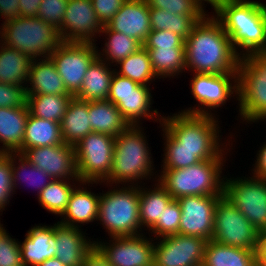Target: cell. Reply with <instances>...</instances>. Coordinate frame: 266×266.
Returning <instances> with one entry per match:
<instances>
[{
	"instance_id": "6da1fadb",
	"label": "cell",
	"mask_w": 266,
	"mask_h": 266,
	"mask_svg": "<svg viewBox=\"0 0 266 266\" xmlns=\"http://www.w3.org/2000/svg\"><path fill=\"white\" fill-rule=\"evenodd\" d=\"M219 122L215 115L178 112L163 116L160 125L165 138V157L161 170L182 169L203 160L225 159L227 145L232 147V142L231 146L229 140L226 145L220 142Z\"/></svg>"
},
{
	"instance_id": "7a4b0ae2",
	"label": "cell",
	"mask_w": 266,
	"mask_h": 266,
	"mask_svg": "<svg viewBox=\"0 0 266 266\" xmlns=\"http://www.w3.org/2000/svg\"><path fill=\"white\" fill-rule=\"evenodd\" d=\"M186 70L202 74L237 73L240 57L221 23L206 14L185 39Z\"/></svg>"
},
{
	"instance_id": "3957f363",
	"label": "cell",
	"mask_w": 266,
	"mask_h": 266,
	"mask_svg": "<svg viewBox=\"0 0 266 266\" xmlns=\"http://www.w3.org/2000/svg\"><path fill=\"white\" fill-rule=\"evenodd\" d=\"M214 11L240 58L266 52V11L260 1L225 0Z\"/></svg>"
},
{
	"instance_id": "277c9868",
	"label": "cell",
	"mask_w": 266,
	"mask_h": 266,
	"mask_svg": "<svg viewBox=\"0 0 266 266\" xmlns=\"http://www.w3.org/2000/svg\"><path fill=\"white\" fill-rule=\"evenodd\" d=\"M142 129L140 125L129 126L115 137L112 170L104 181L105 185H111V188L113 184L126 183L138 186L142 179H151L150 176L156 173L153 172L155 167L151 150Z\"/></svg>"
},
{
	"instance_id": "5b68a950",
	"label": "cell",
	"mask_w": 266,
	"mask_h": 266,
	"mask_svg": "<svg viewBox=\"0 0 266 266\" xmlns=\"http://www.w3.org/2000/svg\"><path fill=\"white\" fill-rule=\"evenodd\" d=\"M225 161L210 159L182 169L162 170L155 181L173 199L195 195L223 196L225 176L221 173Z\"/></svg>"
},
{
	"instance_id": "8992f818",
	"label": "cell",
	"mask_w": 266,
	"mask_h": 266,
	"mask_svg": "<svg viewBox=\"0 0 266 266\" xmlns=\"http://www.w3.org/2000/svg\"><path fill=\"white\" fill-rule=\"evenodd\" d=\"M1 25L0 42L19 50L31 59L50 57L62 42L59 31L39 17L19 16L3 21Z\"/></svg>"
},
{
	"instance_id": "52a82bcc",
	"label": "cell",
	"mask_w": 266,
	"mask_h": 266,
	"mask_svg": "<svg viewBox=\"0 0 266 266\" xmlns=\"http://www.w3.org/2000/svg\"><path fill=\"white\" fill-rule=\"evenodd\" d=\"M119 187V188H118ZM116 185L100 194L98 218L110 237L135 236L143 233L139 218V185Z\"/></svg>"
},
{
	"instance_id": "ba28073f",
	"label": "cell",
	"mask_w": 266,
	"mask_h": 266,
	"mask_svg": "<svg viewBox=\"0 0 266 266\" xmlns=\"http://www.w3.org/2000/svg\"><path fill=\"white\" fill-rule=\"evenodd\" d=\"M237 87L240 119L266 121V52L240 58Z\"/></svg>"
},
{
	"instance_id": "9c48e42d",
	"label": "cell",
	"mask_w": 266,
	"mask_h": 266,
	"mask_svg": "<svg viewBox=\"0 0 266 266\" xmlns=\"http://www.w3.org/2000/svg\"><path fill=\"white\" fill-rule=\"evenodd\" d=\"M115 137L91 132L75 145L76 167L81 182L103 183L113 164Z\"/></svg>"
},
{
	"instance_id": "30bf717a",
	"label": "cell",
	"mask_w": 266,
	"mask_h": 266,
	"mask_svg": "<svg viewBox=\"0 0 266 266\" xmlns=\"http://www.w3.org/2000/svg\"><path fill=\"white\" fill-rule=\"evenodd\" d=\"M150 91L149 86L138 84L115 72L111 80L108 100L117 106L130 126H139L143 118L155 119L154 121L158 120L161 124L163 116L159 115L157 109H151L153 99Z\"/></svg>"
},
{
	"instance_id": "8fae6325",
	"label": "cell",
	"mask_w": 266,
	"mask_h": 266,
	"mask_svg": "<svg viewBox=\"0 0 266 266\" xmlns=\"http://www.w3.org/2000/svg\"><path fill=\"white\" fill-rule=\"evenodd\" d=\"M258 235V229L223 195L215 207L212 240L256 251Z\"/></svg>"
},
{
	"instance_id": "7c38bea8",
	"label": "cell",
	"mask_w": 266,
	"mask_h": 266,
	"mask_svg": "<svg viewBox=\"0 0 266 266\" xmlns=\"http://www.w3.org/2000/svg\"><path fill=\"white\" fill-rule=\"evenodd\" d=\"M223 195L258 231L266 230L265 179L255 176L225 177Z\"/></svg>"
},
{
	"instance_id": "4fadbf2b",
	"label": "cell",
	"mask_w": 266,
	"mask_h": 266,
	"mask_svg": "<svg viewBox=\"0 0 266 266\" xmlns=\"http://www.w3.org/2000/svg\"><path fill=\"white\" fill-rule=\"evenodd\" d=\"M191 78L190 87L196 104L193 108L181 110L183 113L216 115L212 109L219 108L226 104L228 98H237V73L224 74H202L194 73ZM235 94V95H233ZM233 95V96H232ZM201 105V106H200ZM211 109V110H210Z\"/></svg>"
},
{
	"instance_id": "5bb4252c",
	"label": "cell",
	"mask_w": 266,
	"mask_h": 266,
	"mask_svg": "<svg viewBox=\"0 0 266 266\" xmlns=\"http://www.w3.org/2000/svg\"><path fill=\"white\" fill-rule=\"evenodd\" d=\"M95 43L61 42L51 53L58 74L73 96L80 90L86 71L98 57Z\"/></svg>"
},
{
	"instance_id": "9a60e30c",
	"label": "cell",
	"mask_w": 266,
	"mask_h": 266,
	"mask_svg": "<svg viewBox=\"0 0 266 266\" xmlns=\"http://www.w3.org/2000/svg\"><path fill=\"white\" fill-rule=\"evenodd\" d=\"M110 239L109 243L94 242L111 266H153L154 237L147 238L140 234Z\"/></svg>"
},
{
	"instance_id": "2e32d148",
	"label": "cell",
	"mask_w": 266,
	"mask_h": 266,
	"mask_svg": "<svg viewBox=\"0 0 266 266\" xmlns=\"http://www.w3.org/2000/svg\"><path fill=\"white\" fill-rule=\"evenodd\" d=\"M154 243L153 266H196L203 263L205 239L187 235H171Z\"/></svg>"
},
{
	"instance_id": "e0dca14e",
	"label": "cell",
	"mask_w": 266,
	"mask_h": 266,
	"mask_svg": "<svg viewBox=\"0 0 266 266\" xmlns=\"http://www.w3.org/2000/svg\"><path fill=\"white\" fill-rule=\"evenodd\" d=\"M221 197L195 195L177 199L182 212L179 234L212 240L215 207Z\"/></svg>"
},
{
	"instance_id": "ac0fdd59",
	"label": "cell",
	"mask_w": 266,
	"mask_h": 266,
	"mask_svg": "<svg viewBox=\"0 0 266 266\" xmlns=\"http://www.w3.org/2000/svg\"><path fill=\"white\" fill-rule=\"evenodd\" d=\"M103 25L98 20L91 0H69L62 29V42L95 43L100 37ZM97 34V35H96Z\"/></svg>"
},
{
	"instance_id": "d6986e66",
	"label": "cell",
	"mask_w": 266,
	"mask_h": 266,
	"mask_svg": "<svg viewBox=\"0 0 266 266\" xmlns=\"http://www.w3.org/2000/svg\"><path fill=\"white\" fill-rule=\"evenodd\" d=\"M23 157L52 179L81 182L77 174L75 147L66 143L28 148ZM73 178V179H72Z\"/></svg>"
},
{
	"instance_id": "ffe728a7",
	"label": "cell",
	"mask_w": 266,
	"mask_h": 266,
	"mask_svg": "<svg viewBox=\"0 0 266 266\" xmlns=\"http://www.w3.org/2000/svg\"><path fill=\"white\" fill-rule=\"evenodd\" d=\"M107 26L113 31L135 38L143 45L151 32L146 0H127Z\"/></svg>"
},
{
	"instance_id": "44dd1931",
	"label": "cell",
	"mask_w": 266,
	"mask_h": 266,
	"mask_svg": "<svg viewBox=\"0 0 266 266\" xmlns=\"http://www.w3.org/2000/svg\"><path fill=\"white\" fill-rule=\"evenodd\" d=\"M53 225L56 241L55 258L65 266H82L86 254L93 248L95 242L85 236L83 229L65 226L59 222Z\"/></svg>"
},
{
	"instance_id": "7402d4cb",
	"label": "cell",
	"mask_w": 266,
	"mask_h": 266,
	"mask_svg": "<svg viewBox=\"0 0 266 266\" xmlns=\"http://www.w3.org/2000/svg\"><path fill=\"white\" fill-rule=\"evenodd\" d=\"M84 184H94V182H79L69 198L68 205L61 215L60 224L70 227L81 228V224L85 225L97 221L100 195L88 191ZM83 187H80V186ZM81 223V224H80ZM80 224V225H78Z\"/></svg>"
},
{
	"instance_id": "603a6c76",
	"label": "cell",
	"mask_w": 266,
	"mask_h": 266,
	"mask_svg": "<svg viewBox=\"0 0 266 266\" xmlns=\"http://www.w3.org/2000/svg\"><path fill=\"white\" fill-rule=\"evenodd\" d=\"M56 241L54 226L35 225L20 242L22 263L24 266H38L45 260L55 257Z\"/></svg>"
},
{
	"instance_id": "cb8c5ba5",
	"label": "cell",
	"mask_w": 266,
	"mask_h": 266,
	"mask_svg": "<svg viewBox=\"0 0 266 266\" xmlns=\"http://www.w3.org/2000/svg\"><path fill=\"white\" fill-rule=\"evenodd\" d=\"M29 115L28 105L15 108L0 107V153H23L25 125Z\"/></svg>"
},
{
	"instance_id": "d4e9b609",
	"label": "cell",
	"mask_w": 266,
	"mask_h": 266,
	"mask_svg": "<svg viewBox=\"0 0 266 266\" xmlns=\"http://www.w3.org/2000/svg\"><path fill=\"white\" fill-rule=\"evenodd\" d=\"M27 83V94H70L50 57L32 60Z\"/></svg>"
},
{
	"instance_id": "484cf974",
	"label": "cell",
	"mask_w": 266,
	"mask_h": 266,
	"mask_svg": "<svg viewBox=\"0 0 266 266\" xmlns=\"http://www.w3.org/2000/svg\"><path fill=\"white\" fill-rule=\"evenodd\" d=\"M112 65L97 57L89 66L80 90L74 97L84 101L108 100L112 77Z\"/></svg>"
},
{
	"instance_id": "4316f807",
	"label": "cell",
	"mask_w": 266,
	"mask_h": 266,
	"mask_svg": "<svg viewBox=\"0 0 266 266\" xmlns=\"http://www.w3.org/2000/svg\"><path fill=\"white\" fill-rule=\"evenodd\" d=\"M61 135L64 143L75 146L93 132L88 113V101L72 97L60 122Z\"/></svg>"
},
{
	"instance_id": "83f0119b",
	"label": "cell",
	"mask_w": 266,
	"mask_h": 266,
	"mask_svg": "<svg viewBox=\"0 0 266 266\" xmlns=\"http://www.w3.org/2000/svg\"><path fill=\"white\" fill-rule=\"evenodd\" d=\"M88 113L93 132L116 137L130 126L109 100L88 101Z\"/></svg>"
},
{
	"instance_id": "f1b7e54d",
	"label": "cell",
	"mask_w": 266,
	"mask_h": 266,
	"mask_svg": "<svg viewBox=\"0 0 266 266\" xmlns=\"http://www.w3.org/2000/svg\"><path fill=\"white\" fill-rule=\"evenodd\" d=\"M33 59L0 42V82L26 86Z\"/></svg>"
},
{
	"instance_id": "f546056e",
	"label": "cell",
	"mask_w": 266,
	"mask_h": 266,
	"mask_svg": "<svg viewBox=\"0 0 266 266\" xmlns=\"http://www.w3.org/2000/svg\"><path fill=\"white\" fill-rule=\"evenodd\" d=\"M256 251L207 241L203 263L206 266H254Z\"/></svg>"
},
{
	"instance_id": "4dcf8cb0",
	"label": "cell",
	"mask_w": 266,
	"mask_h": 266,
	"mask_svg": "<svg viewBox=\"0 0 266 266\" xmlns=\"http://www.w3.org/2000/svg\"><path fill=\"white\" fill-rule=\"evenodd\" d=\"M64 143L60 123L33 116L29 113L23 138V152L28 148Z\"/></svg>"
},
{
	"instance_id": "1f68e13d",
	"label": "cell",
	"mask_w": 266,
	"mask_h": 266,
	"mask_svg": "<svg viewBox=\"0 0 266 266\" xmlns=\"http://www.w3.org/2000/svg\"><path fill=\"white\" fill-rule=\"evenodd\" d=\"M153 186L156 187L147 189L139 185V218L143 230H149L158 219H161V214L173 199L159 183L156 182Z\"/></svg>"
},
{
	"instance_id": "d6a6232c",
	"label": "cell",
	"mask_w": 266,
	"mask_h": 266,
	"mask_svg": "<svg viewBox=\"0 0 266 266\" xmlns=\"http://www.w3.org/2000/svg\"><path fill=\"white\" fill-rule=\"evenodd\" d=\"M148 50L151 66L160 78H174L186 70L185 47L146 48ZM184 70V71H183Z\"/></svg>"
},
{
	"instance_id": "836d02e7",
	"label": "cell",
	"mask_w": 266,
	"mask_h": 266,
	"mask_svg": "<svg viewBox=\"0 0 266 266\" xmlns=\"http://www.w3.org/2000/svg\"><path fill=\"white\" fill-rule=\"evenodd\" d=\"M72 97V94H27L29 113L60 123Z\"/></svg>"
},
{
	"instance_id": "e575fe53",
	"label": "cell",
	"mask_w": 266,
	"mask_h": 266,
	"mask_svg": "<svg viewBox=\"0 0 266 266\" xmlns=\"http://www.w3.org/2000/svg\"><path fill=\"white\" fill-rule=\"evenodd\" d=\"M116 66L119 67V71L115 69L117 74L141 85L150 86L153 79L154 81L158 79L152 69L148 50L144 46L121 60Z\"/></svg>"
},
{
	"instance_id": "d590c367",
	"label": "cell",
	"mask_w": 266,
	"mask_h": 266,
	"mask_svg": "<svg viewBox=\"0 0 266 266\" xmlns=\"http://www.w3.org/2000/svg\"><path fill=\"white\" fill-rule=\"evenodd\" d=\"M101 33L105 34L108 38L105 40V47L102 48L103 51L101 52L98 50V57L104 60L107 64L111 65L115 63L113 66H116L121 60L136 52L143 46L135 38L113 31L107 25H103Z\"/></svg>"
},
{
	"instance_id": "8d00e7d4",
	"label": "cell",
	"mask_w": 266,
	"mask_h": 266,
	"mask_svg": "<svg viewBox=\"0 0 266 266\" xmlns=\"http://www.w3.org/2000/svg\"><path fill=\"white\" fill-rule=\"evenodd\" d=\"M151 30H168L176 33L184 40L191 34L194 26L203 17L171 14L167 10L149 8Z\"/></svg>"
},
{
	"instance_id": "74e56055",
	"label": "cell",
	"mask_w": 266,
	"mask_h": 266,
	"mask_svg": "<svg viewBox=\"0 0 266 266\" xmlns=\"http://www.w3.org/2000/svg\"><path fill=\"white\" fill-rule=\"evenodd\" d=\"M11 167L14 192L19 185V183L16 182L21 180L22 182H26L25 184H29L36 188L37 195H39L40 192L51 182V180H53L45 171L38 169L19 153H11Z\"/></svg>"
},
{
	"instance_id": "f35d334b",
	"label": "cell",
	"mask_w": 266,
	"mask_h": 266,
	"mask_svg": "<svg viewBox=\"0 0 266 266\" xmlns=\"http://www.w3.org/2000/svg\"><path fill=\"white\" fill-rule=\"evenodd\" d=\"M69 180L53 179L37 196L39 204L47 211L61 216L65 211L70 195L76 187Z\"/></svg>"
},
{
	"instance_id": "ab89813d",
	"label": "cell",
	"mask_w": 266,
	"mask_h": 266,
	"mask_svg": "<svg viewBox=\"0 0 266 266\" xmlns=\"http://www.w3.org/2000/svg\"><path fill=\"white\" fill-rule=\"evenodd\" d=\"M181 207L177 199H172L161 214V219L148 230L154 233L156 239L158 237H167L179 234V226L181 221Z\"/></svg>"
},
{
	"instance_id": "60d3db41",
	"label": "cell",
	"mask_w": 266,
	"mask_h": 266,
	"mask_svg": "<svg viewBox=\"0 0 266 266\" xmlns=\"http://www.w3.org/2000/svg\"><path fill=\"white\" fill-rule=\"evenodd\" d=\"M146 2L149 8L164 9L176 15L204 17L207 12L194 0H146Z\"/></svg>"
},
{
	"instance_id": "b9f144b4",
	"label": "cell",
	"mask_w": 266,
	"mask_h": 266,
	"mask_svg": "<svg viewBox=\"0 0 266 266\" xmlns=\"http://www.w3.org/2000/svg\"><path fill=\"white\" fill-rule=\"evenodd\" d=\"M0 266H24L20 242L6 232L0 221Z\"/></svg>"
},
{
	"instance_id": "7bdbcfd3",
	"label": "cell",
	"mask_w": 266,
	"mask_h": 266,
	"mask_svg": "<svg viewBox=\"0 0 266 266\" xmlns=\"http://www.w3.org/2000/svg\"><path fill=\"white\" fill-rule=\"evenodd\" d=\"M12 194L16 193L13 187L11 153H0V212L5 210Z\"/></svg>"
},
{
	"instance_id": "ee69618b",
	"label": "cell",
	"mask_w": 266,
	"mask_h": 266,
	"mask_svg": "<svg viewBox=\"0 0 266 266\" xmlns=\"http://www.w3.org/2000/svg\"><path fill=\"white\" fill-rule=\"evenodd\" d=\"M68 1L69 0H42L37 17L53 25L60 31L62 29Z\"/></svg>"
},
{
	"instance_id": "f6af8a7d",
	"label": "cell",
	"mask_w": 266,
	"mask_h": 266,
	"mask_svg": "<svg viewBox=\"0 0 266 266\" xmlns=\"http://www.w3.org/2000/svg\"><path fill=\"white\" fill-rule=\"evenodd\" d=\"M27 105L26 86L0 82V107L15 108Z\"/></svg>"
},
{
	"instance_id": "bcb514c9",
	"label": "cell",
	"mask_w": 266,
	"mask_h": 266,
	"mask_svg": "<svg viewBox=\"0 0 266 266\" xmlns=\"http://www.w3.org/2000/svg\"><path fill=\"white\" fill-rule=\"evenodd\" d=\"M143 46L145 48L185 47V40L168 30H151Z\"/></svg>"
},
{
	"instance_id": "7dc6e473",
	"label": "cell",
	"mask_w": 266,
	"mask_h": 266,
	"mask_svg": "<svg viewBox=\"0 0 266 266\" xmlns=\"http://www.w3.org/2000/svg\"><path fill=\"white\" fill-rule=\"evenodd\" d=\"M98 20L107 25L127 0H91Z\"/></svg>"
},
{
	"instance_id": "c3c4849f",
	"label": "cell",
	"mask_w": 266,
	"mask_h": 266,
	"mask_svg": "<svg viewBox=\"0 0 266 266\" xmlns=\"http://www.w3.org/2000/svg\"><path fill=\"white\" fill-rule=\"evenodd\" d=\"M82 266H111L105 255L94 245L86 254Z\"/></svg>"
},
{
	"instance_id": "681fc988",
	"label": "cell",
	"mask_w": 266,
	"mask_h": 266,
	"mask_svg": "<svg viewBox=\"0 0 266 266\" xmlns=\"http://www.w3.org/2000/svg\"><path fill=\"white\" fill-rule=\"evenodd\" d=\"M20 0H0V16L7 21L19 17Z\"/></svg>"
},
{
	"instance_id": "f907efd6",
	"label": "cell",
	"mask_w": 266,
	"mask_h": 266,
	"mask_svg": "<svg viewBox=\"0 0 266 266\" xmlns=\"http://www.w3.org/2000/svg\"><path fill=\"white\" fill-rule=\"evenodd\" d=\"M257 152L255 164H253V176L266 180V143Z\"/></svg>"
},
{
	"instance_id": "816d5d0a",
	"label": "cell",
	"mask_w": 266,
	"mask_h": 266,
	"mask_svg": "<svg viewBox=\"0 0 266 266\" xmlns=\"http://www.w3.org/2000/svg\"><path fill=\"white\" fill-rule=\"evenodd\" d=\"M42 0H20L19 16L21 17H37L40 3Z\"/></svg>"
},
{
	"instance_id": "f5cc1de1",
	"label": "cell",
	"mask_w": 266,
	"mask_h": 266,
	"mask_svg": "<svg viewBox=\"0 0 266 266\" xmlns=\"http://www.w3.org/2000/svg\"><path fill=\"white\" fill-rule=\"evenodd\" d=\"M256 259L260 262L266 263V230L259 231L256 247Z\"/></svg>"
},
{
	"instance_id": "db71d44e",
	"label": "cell",
	"mask_w": 266,
	"mask_h": 266,
	"mask_svg": "<svg viewBox=\"0 0 266 266\" xmlns=\"http://www.w3.org/2000/svg\"><path fill=\"white\" fill-rule=\"evenodd\" d=\"M38 266H65L58 258H50L45 260L43 263Z\"/></svg>"
},
{
	"instance_id": "11a10c76",
	"label": "cell",
	"mask_w": 266,
	"mask_h": 266,
	"mask_svg": "<svg viewBox=\"0 0 266 266\" xmlns=\"http://www.w3.org/2000/svg\"><path fill=\"white\" fill-rule=\"evenodd\" d=\"M194 1L197 2L204 10H205L204 7H206V6H204L205 2H207V4L209 3L211 5L212 9L214 8L213 10H215L216 4L212 0H194Z\"/></svg>"
},
{
	"instance_id": "9f6ffc18",
	"label": "cell",
	"mask_w": 266,
	"mask_h": 266,
	"mask_svg": "<svg viewBox=\"0 0 266 266\" xmlns=\"http://www.w3.org/2000/svg\"><path fill=\"white\" fill-rule=\"evenodd\" d=\"M254 266H266V263H264V262H260V261H258L257 259L255 260V264H254Z\"/></svg>"
},
{
	"instance_id": "6f0895ef",
	"label": "cell",
	"mask_w": 266,
	"mask_h": 266,
	"mask_svg": "<svg viewBox=\"0 0 266 266\" xmlns=\"http://www.w3.org/2000/svg\"><path fill=\"white\" fill-rule=\"evenodd\" d=\"M216 5L219 3V2H222V1H225V0H212Z\"/></svg>"
},
{
	"instance_id": "680465c9",
	"label": "cell",
	"mask_w": 266,
	"mask_h": 266,
	"mask_svg": "<svg viewBox=\"0 0 266 266\" xmlns=\"http://www.w3.org/2000/svg\"><path fill=\"white\" fill-rule=\"evenodd\" d=\"M260 4H261V6L264 8V10L266 11V4L261 3V2H260Z\"/></svg>"
},
{
	"instance_id": "91938a15",
	"label": "cell",
	"mask_w": 266,
	"mask_h": 266,
	"mask_svg": "<svg viewBox=\"0 0 266 266\" xmlns=\"http://www.w3.org/2000/svg\"><path fill=\"white\" fill-rule=\"evenodd\" d=\"M196 266H206V265L204 263H202V264H198Z\"/></svg>"
}]
</instances>
